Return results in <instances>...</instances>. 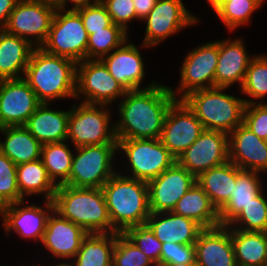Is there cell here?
<instances>
[{"label":"cell","mask_w":267,"mask_h":266,"mask_svg":"<svg viewBox=\"0 0 267 266\" xmlns=\"http://www.w3.org/2000/svg\"><path fill=\"white\" fill-rule=\"evenodd\" d=\"M229 161L242 170L267 172V146L243 123L228 134Z\"/></svg>","instance_id":"d6986e66"},{"label":"cell","mask_w":267,"mask_h":266,"mask_svg":"<svg viewBox=\"0 0 267 266\" xmlns=\"http://www.w3.org/2000/svg\"><path fill=\"white\" fill-rule=\"evenodd\" d=\"M76 77L75 61L49 54L41 47L33 49L24 75L41 103L75 98Z\"/></svg>","instance_id":"7a4b0ae2"},{"label":"cell","mask_w":267,"mask_h":266,"mask_svg":"<svg viewBox=\"0 0 267 266\" xmlns=\"http://www.w3.org/2000/svg\"><path fill=\"white\" fill-rule=\"evenodd\" d=\"M228 87H212L191 92L182 101L196 115L204 130L231 133L243 123L245 101L224 93Z\"/></svg>","instance_id":"5b68a950"},{"label":"cell","mask_w":267,"mask_h":266,"mask_svg":"<svg viewBox=\"0 0 267 266\" xmlns=\"http://www.w3.org/2000/svg\"><path fill=\"white\" fill-rule=\"evenodd\" d=\"M243 124L259 138H267V103L244 99Z\"/></svg>","instance_id":"b9f144b4"},{"label":"cell","mask_w":267,"mask_h":266,"mask_svg":"<svg viewBox=\"0 0 267 266\" xmlns=\"http://www.w3.org/2000/svg\"><path fill=\"white\" fill-rule=\"evenodd\" d=\"M117 149L126 156L132 175L127 177L149 182L170 168L176 158L160 139H117Z\"/></svg>","instance_id":"9c48e42d"},{"label":"cell","mask_w":267,"mask_h":266,"mask_svg":"<svg viewBox=\"0 0 267 266\" xmlns=\"http://www.w3.org/2000/svg\"><path fill=\"white\" fill-rule=\"evenodd\" d=\"M118 105L116 139H160L168 109L177 100L168 86L152 82L127 91Z\"/></svg>","instance_id":"6da1fadb"},{"label":"cell","mask_w":267,"mask_h":266,"mask_svg":"<svg viewBox=\"0 0 267 266\" xmlns=\"http://www.w3.org/2000/svg\"><path fill=\"white\" fill-rule=\"evenodd\" d=\"M54 266H73L72 264H71V261L70 262H63V263H59V264H56V265H54Z\"/></svg>","instance_id":"816d5d0a"},{"label":"cell","mask_w":267,"mask_h":266,"mask_svg":"<svg viewBox=\"0 0 267 266\" xmlns=\"http://www.w3.org/2000/svg\"><path fill=\"white\" fill-rule=\"evenodd\" d=\"M67 1L68 2L70 1L73 4L72 5L73 7L70 9L68 8V11H77L78 9L85 8V7L92 5V4H94L100 0H93V2H91L92 0H63L61 2V10L67 11V9H66L67 8V6H66Z\"/></svg>","instance_id":"c3c4849f"},{"label":"cell","mask_w":267,"mask_h":266,"mask_svg":"<svg viewBox=\"0 0 267 266\" xmlns=\"http://www.w3.org/2000/svg\"><path fill=\"white\" fill-rule=\"evenodd\" d=\"M172 266H199V264L197 263L196 260L186 263V264H176V265H172Z\"/></svg>","instance_id":"f907efd6"},{"label":"cell","mask_w":267,"mask_h":266,"mask_svg":"<svg viewBox=\"0 0 267 266\" xmlns=\"http://www.w3.org/2000/svg\"><path fill=\"white\" fill-rule=\"evenodd\" d=\"M24 200L17 184V165L0 151V208Z\"/></svg>","instance_id":"f35d334b"},{"label":"cell","mask_w":267,"mask_h":266,"mask_svg":"<svg viewBox=\"0 0 267 266\" xmlns=\"http://www.w3.org/2000/svg\"><path fill=\"white\" fill-rule=\"evenodd\" d=\"M106 7L111 21L128 32V22L136 19L133 0H100Z\"/></svg>","instance_id":"f6af8a7d"},{"label":"cell","mask_w":267,"mask_h":266,"mask_svg":"<svg viewBox=\"0 0 267 266\" xmlns=\"http://www.w3.org/2000/svg\"><path fill=\"white\" fill-rule=\"evenodd\" d=\"M55 11V7L40 1L19 0L3 29L40 48L47 39Z\"/></svg>","instance_id":"7c38bea8"},{"label":"cell","mask_w":267,"mask_h":266,"mask_svg":"<svg viewBox=\"0 0 267 266\" xmlns=\"http://www.w3.org/2000/svg\"><path fill=\"white\" fill-rule=\"evenodd\" d=\"M241 93L253 99L267 96V55H255L249 63Z\"/></svg>","instance_id":"74e56055"},{"label":"cell","mask_w":267,"mask_h":266,"mask_svg":"<svg viewBox=\"0 0 267 266\" xmlns=\"http://www.w3.org/2000/svg\"><path fill=\"white\" fill-rule=\"evenodd\" d=\"M202 123L182 100L168 109L160 137L162 144L177 159L203 132Z\"/></svg>","instance_id":"9a60e30c"},{"label":"cell","mask_w":267,"mask_h":266,"mask_svg":"<svg viewBox=\"0 0 267 266\" xmlns=\"http://www.w3.org/2000/svg\"><path fill=\"white\" fill-rule=\"evenodd\" d=\"M161 243L192 245L203 228L194 220L172 212L150 213L145 223Z\"/></svg>","instance_id":"cb8c5ba5"},{"label":"cell","mask_w":267,"mask_h":266,"mask_svg":"<svg viewBox=\"0 0 267 266\" xmlns=\"http://www.w3.org/2000/svg\"><path fill=\"white\" fill-rule=\"evenodd\" d=\"M263 192L264 191L252 199V202H250L246 207H243L240 214L228 225V227H231L230 229L261 232L266 231L267 198H265Z\"/></svg>","instance_id":"8d00e7d4"},{"label":"cell","mask_w":267,"mask_h":266,"mask_svg":"<svg viewBox=\"0 0 267 266\" xmlns=\"http://www.w3.org/2000/svg\"><path fill=\"white\" fill-rule=\"evenodd\" d=\"M19 0H0V29L7 24L11 12Z\"/></svg>","instance_id":"7dc6e473"},{"label":"cell","mask_w":267,"mask_h":266,"mask_svg":"<svg viewBox=\"0 0 267 266\" xmlns=\"http://www.w3.org/2000/svg\"><path fill=\"white\" fill-rule=\"evenodd\" d=\"M123 234L149 257L156 266H160L162 243L146 224L130 227Z\"/></svg>","instance_id":"60d3db41"},{"label":"cell","mask_w":267,"mask_h":266,"mask_svg":"<svg viewBox=\"0 0 267 266\" xmlns=\"http://www.w3.org/2000/svg\"><path fill=\"white\" fill-rule=\"evenodd\" d=\"M72 159V150L65 141L42 145L41 160L48 176L57 186L64 184L69 179Z\"/></svg>","instance_id":"836d02e7"},{"label":"cell","mask_w":267,"mask_h":266,"mask_svg":"<svg viewBox=\"0 0 267 266\" xmlns=\"http://www.w3.org/2000/svg\"><path fill=\"white\" fill-rule=\"evenodd\" d=\"M17 184L24 199L26 195L44 193V200H53L57 190L41 159L17 165Z\"/></svg>","instance_id":"d6a6232c"},{"label":"cell","mask_w":267,"mask_h":266,"mask_svg":"<svg viewBox=\"0 0 267 266\" xmlns=\"http://www.w3.org/2000/svg\"><path fill=\"white\" fill-rule=\"evenodd\" d=\"M49 104L41 103L27 120L24 127L42 145L62 141L67 142L70 110H55Z\"/></svg>","instance_id":"d4e9b609"},{"label":"cell","mask_w":267,"mask_h":266,"mask_svg":"<svg viewBox=\"0 0 267 266\" xmlns=\"http://www.w3.org/2000/svg\"><path fill=\"white\" fill-rule=\"evenodd\" d=\"M53 214V215H52ZM50 214L42 238V244L55 258L73 259L88 234L81 226L61 217L57 212Z\"/></svg>","instance_id":"44dd1931"},{"label":"cell","mask_w":267,"mask_h":266,"mask_svg":"<svg viewBox=\"0 0 267 266\" xmlns=\"http://www.w3.org/2000/svg\"><path fill=\"white\" fill-rule=\"evenodd\" d=\"M173 212L194 220L203 229L220 226L218 210L197 182L178 200Z\"/></svg>","instance_id":"83f0119b"},{"label":"cell","mask_w":267,"mask_h":266,"mask_svg":"<svg viewBox=\"0 0 267 266\" xmlns=\"http://www.w3.org/2000/svg\"><path fill=\"white\" fill-rule=\"evenodd\" d=\"M69 179L64 185L76 188H102L116 173L113 160L117 143L86 145L75 148Z\"/></svg>","instance_id":"8992f818"},{"label":"cell","mask_w":267,"mask_h":266,"mask_svg":"<svg viewBox=\"0 0 267 266\" xmlns=\"http://www.w3.org/2000/svg\"><path fill=\"white\" fill-rule=\"evenodd\" d=\"M41 102L24 78L0 82V128L24 126Z\"/></svg>","instance_id":"2e32d148"},{"label":"cell","mask_w":267,"mask_h":266,"mask_svg":"<svg viewBox=\"0 0 267 266\" xmlns=\"http://www.w3.org/2000/svg\"><path fill=\"white\" fill-rule=\"evenodd\" d=\"M242 40L231 38L219 41V56L215 71V87L239 86L245 78L249 63L254 56H248Z\"/></svg>","instance_id":"603a6c76"},{"label":"cell","mask_w":267,"mask_h":266,"mask_svg":"<svg viewBox=\"0 0 267 266\" xmlns=\"http://www.w3.org/2000/svg\"><path fill=\"white\" fill-rule=\"evenodd\" d=\"M34 48L24 38L0 29V77L2 79L24 78Z\"/></svg>","instance_id":"484cf974"},{"label":"cell","mask_w":267,"mask_h":266,"mask_svg":"<svg viewBox=\"0 0 267 266\" xmlns=\"http://www.w3.org/2000/svg\"><path fill=\"white\" fill-rule=\"evenodd\" d=\"M157 0H133L136 11V19L143 20L154 8Z\"/></svg>","instance_id":"bcb514c9"},{"label":"cell","mask_w":267,"mask_h":266,"mask_svg":"<svg viewBox=\"0 0 267 266\" xmlns=\"http://www.w3.org/2000/svg\"><path fill=\"white\" fill-rule=\"evenodd\" d=\"M76 12L81 16L88 35L92 34L93 31L102 30L112 23L110 15L101 1L78 9Z\"/></svg>","instance_id":"7bdbcfd3"},{"label":"cell","mask_w":267,"mask_h":266,"mask_svg":"<svg viewBox=\"0 0 267 266\" xmlns=\"http://www.w3.org/2000/svg\"><path fill=\"white\" fill-rule=\"evenodd\" d=\"M112 266H156L123 233H116Z\"/></svg>","instance_id":"ab89813d"},{"label":"cell","mask_w":267,"mask_h":266,"mask_svg":"<svg viewBox=\"0 0 267 266\" xmlns=\"http://www.w3.org/2000/svg\"><path fill=\"white\" fill-rule=\"evenodd\" d=\"M36 1H40L44 4L50 5L55 7L56 9H60L61 10V2L63 0H36Z\"/></svg>","instance_id":"681fc988"},{"label":"cell","mask_w":267,"mask_h":266,"mask_svg":"<svg viewBox=\"0 0 267 266\" xmlns=\"http://www.w3.org/2000/svg\"><path fill=\"white\" fill-rule=\"evenodd\" d=\"M23 202H15L0 208L5 232L9 234L14 230V233L22 238L42 241L48 218L54 211L53 200H45V210L34 204L19 207Z\"/></svg>","instance_id":"ac0fdd59"},{"label":"cell","mask_w":267,"mask_h":266,"mask_svg":"<svg viewBox=\"0 0 267 266\" xmlns=\"http://www.w3.org/2000/svg\"><path fill=\"white\" fill-rule=\"evenodd\" d=\"M232 0H210L209 2H230Z\"/></svg>","instance_id":"f5cc1de1"},{"label":"cell","mask_w":267,"mask_h":266,"mask_svg":"<svg viewBox=\"0 0 267 266\" xmlns=\"http://www.w3.org/2000/svg\"><path fill=\"white\" fill-rule=\"evenodd\" d=\"M219 56V41L208 42L190 51L182 62L180 85L169 87L177 100L191 92L215 87V71ZM176 92V93H175ZM181 96H177V95Z\"/></svg>","instance_id":"8fae6325"},{"label":"cell","mask_w":267,"mask_h":266,"mask_svg":"<svg viewBox=\"0 0 267 266\" xmlns=\"http://www.w3.org/2000/svg\"><path fill=\"white\" fill-rule=\"evenodd\" d=\"M53 203L55 212L81 226L88 234L113 233L102 188L58 185Z\"/></svg>","instance_id":"277c9868"},{"label":"cell","mask_w":267,"mask_h":266,"mask_svg":"<svg viewBox=\"0 0 267 266\" xmlns=\"http://www.w3.org/2000/svg\"><path fill=\"white\" fill-rule=\"evenodd\" d=\"M238 266H267V235L261 231L231 229Z\"/></svg>","instance_id":"4dcf8cb0"},{"label":"cell","mask_w":267,"mask_h":266,"mask_svg":"<svg viewBox=\"0 0 267 266\" xmlns=\"http://www.w3.org/2000/svg\"><path fill=\"white\" fill-rule=\"evenodd\" d=\"M264 0H232L230 2H208L217 17L231 32L238 26L249 23L255 10L263 5Z\"/></svg>","instance_id":"e575fe53"},{"label":"cell","mask_w":267,"mask_h":266,"mask_svg":"<svg viewBox=\"0 0 267 266\" xmlns=\"http://www.w3.org/2000/svg\"><path fill=\"white\" fill-rule=\"evenodd\" d=\"M126 92L100 59L77 63L75 99L83 95V103L110 105Z\"/></svg>","instance_id":"30bf717a"},{"label":"cell","mask_w":267,"mask_h":266,"mask_svg":"<svg viewBox=\"0 0 267 266\" xmlns=\"http://www.w3.org/2000/svg\"><path fill=\"white\" fill-rule=\"evenodd\" d=\"M88 36L76 11L56 9L47 39L41 48L49 54L79 63L87 59Z\"/></svg>","instance_id":"ba28073f"},{"label":"cell","mask_w":267,"mask_h":266,"mask_svg":"<svg viewBox=\"0 0 267 266\" xmlns=\"http://www.w3.org/2000/svg\"><path fill=\"white\" fill-rule=\"evenodd\" d=\"M113 233L143 225L150 216L147 182L115 173L103 186Z\"/></svg>","instance_id":"3957f363"},{"label":"cell","mask_w":267,"mask_h":266,"mask_svg":"<svg viewBox=\"0 0 267 266\" xmlns=\"http://www.w3.org/2000/svg\"><path fill=\"white\" fill-rule=\"evenodd\" d=\"M195 182L196 177L175 162L159 176L147 182L150 212H172L178 200Z\"/></svg>","instance_id":"e0dca14e"},{"label":"cell","mask_w":267,"mask_h":266,"mask_svg":"<svg viewBox=\"0 0 267 266\" xmlns=\"http://www.w3.org/2000/svg\"><path fill=\"white\" fill-rule=\"evenodd\" d=\"M236 181L237 165L231 161L206 170L196 177V182L207 193L218 211L228 202Z\"/></svg>","instance_id":"f546056e"},{"label":"cell","mask_w":267,"mask_h":266,"mask_svg":"<svg viewBox=\"0 0 267 266\" xmlns=\"http://www.w3.org/2000/svg\"><path fill=\"white\" fill-rule=\"evenodd\" d=\"M116 233H91L72 259L73 266H112Z\"/></svg>","instance_id":"1f68e13d"},{"label":"cell","mask_w":267,"mask_h":266,"mask_svg":"<svg viewBox=\"0 0 267 266\" xmlns=\"http://www.w3.org/2000/svg\"><path fill=\"white\" fill-rule=\"evenodd\" d=\"M0 133V151L16 165L41 159L42 144L24 126L2 127Z\"/></svg>","instance_id":"f1b7e54d"},{"label":"cell","mask_w":267,"mask_h":266,"mask_svg":"<svg viewBox=\"0 0 267 266\" xmlns=\"http://www.w3.org/2000/svg\"><path fill=\"white\" fill-rule=\"evenodd\" d=\"M259 173L242 170L237 166V181L233 193L228 202L218 211L220 226H228L240 214L243 207L264 190Z\"/></svg>","instance_id":"4316f807"},{"label":"cell","mask_w":267,"mask_h":266,"mask_svg":"<svg viewBox=\"0 0 267 266\" xmlns=\"http://www.w3.org/2000/svg\"><path fill=\"white\" fill-rule=\"evenodd\" d=\"M195 260V245L162 243L160 266L186 264Z\"/></svg>","instance_id":"ee69618b"},{"label":"cell","mask_w":267,"mask_h":266,"mask_svg":"<svg viewBox=\"0 0 267 266\" xmlns=\"http://www.w3.org/2000/svg\"><path fill=\"white\" fill-rule=\"evenodd\" d=\"M194 245L199 266H238L228 226L203 229Z\"/></svg>","instance_id":"ffe728a7"},{"label":"cell","mask_w":267,"mask_h":266,"mask_svg":"<svg viewBox=\"0 0 267 266\" xmlns=\"http://www.w3.org/2000/svg\"><path fill=\"white\" fill-rule=\"evenodd\" d=\"M143 21L146 22V32L142 46L147 48L157 46L170 35L197 23L199 19L189 13L182 0H157Z\"/></svg>","instance_id":"4fadbf2b"},{"label":"cell","mask_w":267,"mask_h":266,"mask_svg":"<svg viewBox=\"0 0 267 266\" xmlns=\"http://www.w3.org/2000/svg\"><path fill=\"white\" fill-rule=\"evenodd\" d=\"M128 32L113 22L88 36L87 59H101L128 41Z\"/></svg>","instance_id":"d590c367"},{"label":"cell","mask_w":267,"mask_h":266,"mask_svg":"<svg viewBox=\"0 0 267 266\" xmlns=\"http://www.w3.org/2000/svg\"><path fill=\"white\" fill-rule=\"evenodd\" d=\"M68 120V136L73 146L117 143L115 124H111L108 105L83 103L73 104ZM110 123V124H109ZM112 125V126H111Z\"/></svg>","instance_id":"52a82bcc"},{"label":"cell","mask_w":267,"mask_h":266,"mask_svg":"<svg viewBox=\"0 0 267 266\" xmlns=\"http://www.w3.org/2000/svg\"><path fill=\"white\" fill-rule=\"evenodd\" d=\"M126 42L100 60L126 91L142 89L145 77L142 55L137 46Z\"/></svg>","instance_id":"7402d4cb"},{"label":"cell","mask_w":267,"mask_h":266,"mask_svg":"<svg viewBox=\"0 0 267 266\" xmlns=\"http://www.w3.org/2000/svg\"><path fill=\"white\" fill-rule=\"evenodd\" d=\"M229 161L228 134L203 130L196 141L178 156L176 162L195 177Z\"/></svg>","instance_id":"5bb4252c"}]
</instances>
